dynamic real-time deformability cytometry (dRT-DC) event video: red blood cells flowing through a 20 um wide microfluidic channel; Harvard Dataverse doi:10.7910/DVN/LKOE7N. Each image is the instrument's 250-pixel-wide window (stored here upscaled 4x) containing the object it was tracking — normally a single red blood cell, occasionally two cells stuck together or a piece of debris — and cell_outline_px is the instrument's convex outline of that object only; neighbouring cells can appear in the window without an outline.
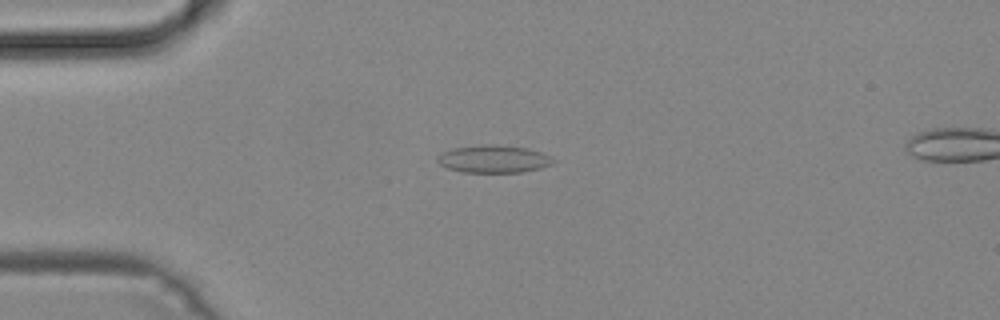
{"species": "common noctule bat (a hibernating species)", "species_latin": "Nyctalus noctula", "temperature_condition": "cold", "stored_images_in_passage": 31, "camera_frame_rate_fps": 3000, "um_per_image_px": 0.085, "animal": {"sex": "male", "body_mass_g": 19.2, "forearm_length_mm": 51.8}, "frame": {"image": 1, "passage_image": 1, "time_ms": 0.0, "image_size_px": [1000, 320], "cell_outline_px": [[556, 160], [552, 164], [540, 168], [520, 172], [464, 172], [448, 168], [440, 164], [436, 160], [444, 152], [452, 148], [484, 144], [496, 144], [528, 148], [552, 156]], "centroid_in_image_um": [42.0, 13.5], "position_along_channel_um": 43.0, "area_um2": 18.55}}
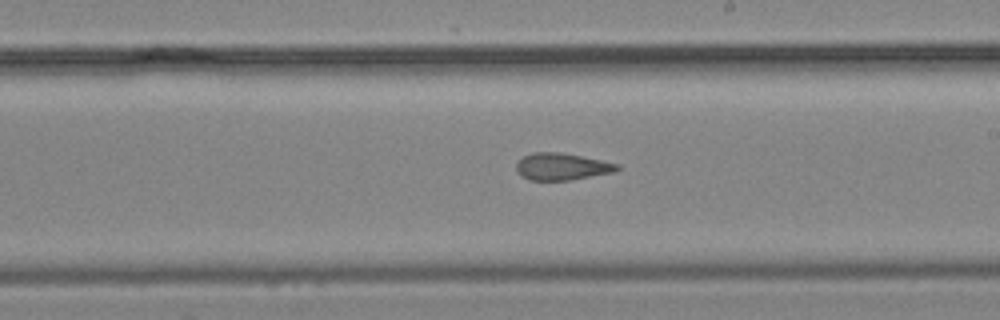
{"frame": {"image": 2, "passage_image": 17, "time_ms": 5.333, "image_size_px": [1000, 320], "cell_outline_px": [[620, 168], [612, 172], [572, 180], [528, 180], [520, 176], [516, 172], [516, 164], [524, 156], [532, 152], [560, 152], [620, 164]], "centroid_in_image_um": [47.71, 14.17], "position_along_channel_um": 241.3, "area_um2": 15.84}}
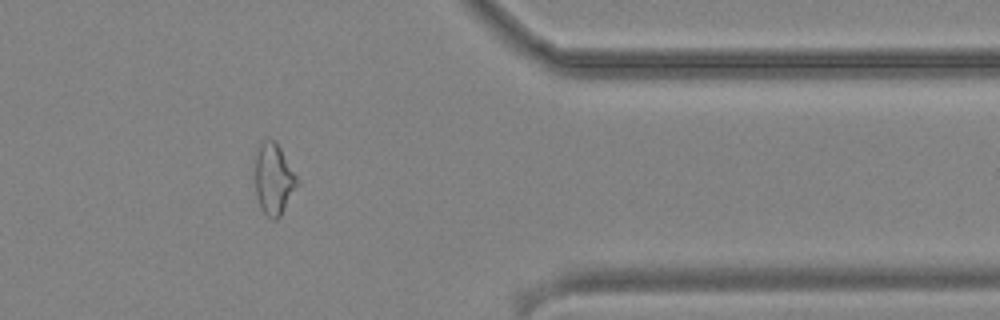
{"frame": {"image": 3, "passage_image": 29, "time_ms": 9.333, "image_size_px": [1000, 320], "cell_outline_px": [[300, 184], [280, 216], [276, 220], [272, 220], [264, 212], [256, 196], [256, 156], [260, 144], [264, 140], [272, 140], [280, 148], [300, 180]], "centroid_in_image_um": [23.31, 15.26], "position_along_channel_um": 388.1, "area_um2": 17.28}}